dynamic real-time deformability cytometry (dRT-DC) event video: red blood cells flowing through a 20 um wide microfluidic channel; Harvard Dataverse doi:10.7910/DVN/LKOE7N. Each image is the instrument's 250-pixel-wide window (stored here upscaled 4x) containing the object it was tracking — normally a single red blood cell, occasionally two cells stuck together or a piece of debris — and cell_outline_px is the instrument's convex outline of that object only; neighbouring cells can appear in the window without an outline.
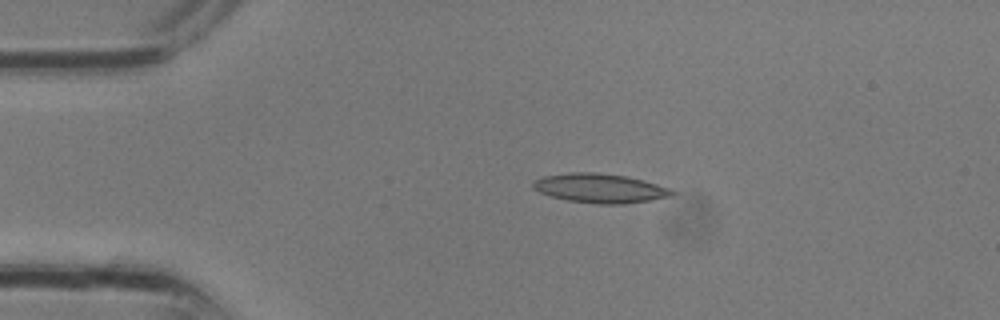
{"species": "common noctule bat (a hibernating species)", "species_latin": "Nyctalus noctula", "temperature_condition": "room temperature", "stored_images_in_passage": 25, "camera_frame_rate_fps": 3000, "um_per_image_px": 0.085, "animal": {"sex": "male", "body_mass_g": 13.3}, "frame": {"image": 1, "passage_image": 1, "time_ms": 0.0, "image_size_px": [1000, 320], "cell_outline_px": [[676, 192], [672, 196], [652, 200], [624, 204], [600, 204], [568, 200], [552, 196], [540, 192], [532, 188], [532, 180], [544, 176], [568, 172], [596, 172], [628, 176], [644, 180], [668, 188]], "centroid_in_image_um": [50.99, 15.99], "position_along_channel_um": 34.0, "area_um2": 23.76}}
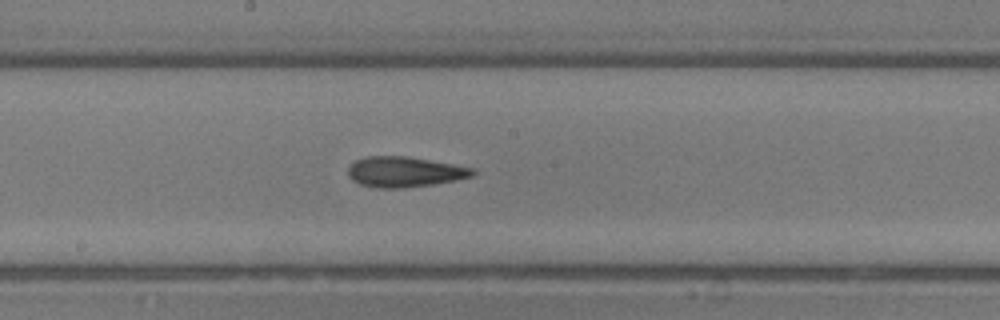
{"frame": {"image": 2, "passage_image": 11, "time_ms": 3.333, "image_size_px": [1000, 320], "cell_outline_px": [[476, 172], [472, 176], [456, 180], [432, 184], [404, 188], [372, 188], [360, 184], [352, 180], [348, 176], [348, 168], [356, 160], [368, 156], [404, 156], [452, 164], [472, 168]], "centroid_in_image_um": [34.35, 14.62], "position_along_channel_um": 213.9, "area_um2": 21.91}}
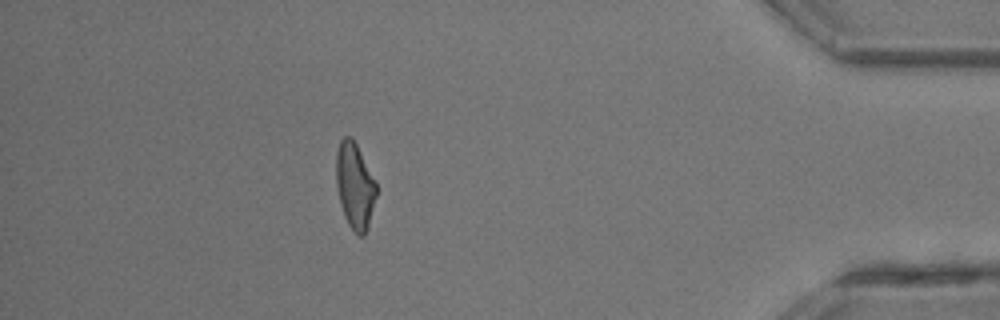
{"frame": {"image": 3, "passage_image": 22, "time_ms": 7.0, "image_size_px": [1000, 320], "cell_outline_px": [[376, 196], [368, 228], [364, 236], [360, 236], [348, 224], [344, 216], [340, 204], [336, 184], [336, 152], [340, 140], [344, 136], [352, 136], [376, 184]], "centroid_in_image_um": [30.14, 15.79], "position_along_channel_um": 405.1, "area_um2": 19.94}}